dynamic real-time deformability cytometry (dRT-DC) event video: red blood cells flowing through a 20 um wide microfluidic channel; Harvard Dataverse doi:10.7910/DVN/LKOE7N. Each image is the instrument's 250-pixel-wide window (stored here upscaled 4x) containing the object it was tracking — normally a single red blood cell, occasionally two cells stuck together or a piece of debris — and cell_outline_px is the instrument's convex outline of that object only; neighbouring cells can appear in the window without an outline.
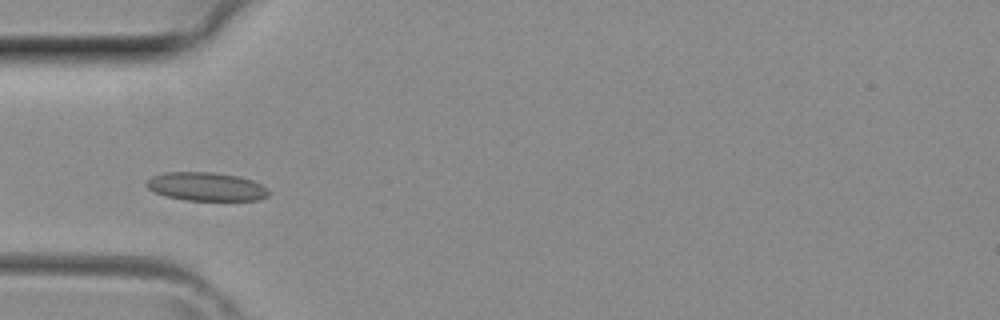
{"species": "common noctule bat (a hibernating species)", "species_latin": "Nyctalus noctula", "temperature_condition": "room temperature", "stored_images_in_passage": 37, "camera_frame_rate_fps": 3000, "um_per_image_px": 0.085, "animal": {"sex": "female", "body_mass_g": 29.2, "forearm_length_mm": 56.3}, "frame": {"image": 1, "passage_image": 10, "time_ms": 3.0, "image_size_px": [1000, 320], "cell_outline_px": [[268, 196], [260, 200], [184, 200], [164, 196], [148, 188], [144, 184], [152, 176], [164, 172], [212, 172], [240, 176], [252, 180], [268, 188]], "centroid_in_image_um": [17.53, 15.86], "position_along_channel_um": 67.5, "area_um2": 20.4}}
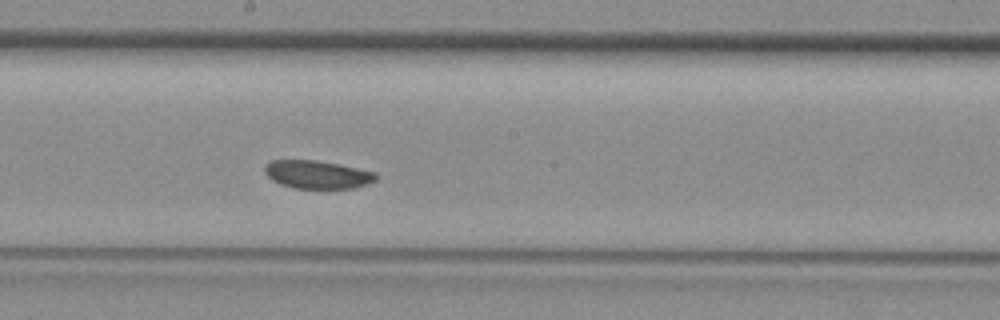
{"frame": {"image": 2, "passage_image": 19, "time_ms": 6.0, "image_size_px": [1000, 320], "cell_outline_px": [[380, 176], [376, 180], [368, 184], [352, 188], [292, 188], [280, 184], [272, 180], [264, 172], [264, 164], [272, 160], [316, 160], [340, 164], [376, 172]], "centroid_in_image_um": [26.98, 14.83], "position_along_channel_um": 221.2, "area_um2": 18.44}}
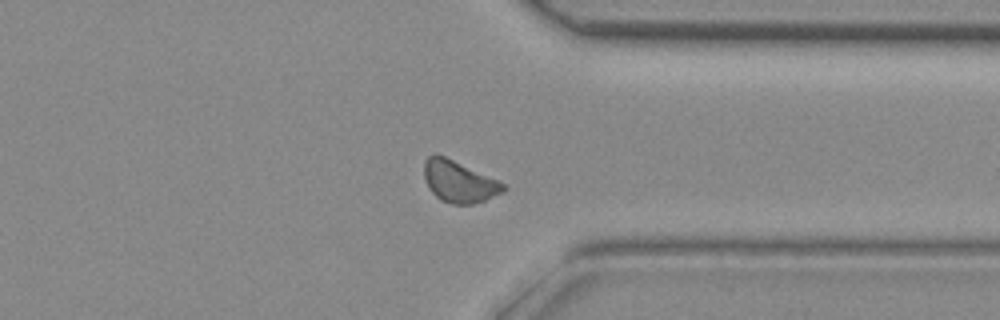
{"frame": {"image": 3, "passage_image": 28, "time_ms": 9.0, "image_size_px": [1000, 320], "cell_outline_px": [[508, 188], [504, 192], [484, 200], [472, 204], [452, 204], [440, 200], [428, 188], [424, 176], [424, 160], [432, 152], [436, 152], [500, 180]], "centroid_in_image_um": [39.01, 15.4], "position_along_channel_um": 372.4, "area_um2": 19.59}}